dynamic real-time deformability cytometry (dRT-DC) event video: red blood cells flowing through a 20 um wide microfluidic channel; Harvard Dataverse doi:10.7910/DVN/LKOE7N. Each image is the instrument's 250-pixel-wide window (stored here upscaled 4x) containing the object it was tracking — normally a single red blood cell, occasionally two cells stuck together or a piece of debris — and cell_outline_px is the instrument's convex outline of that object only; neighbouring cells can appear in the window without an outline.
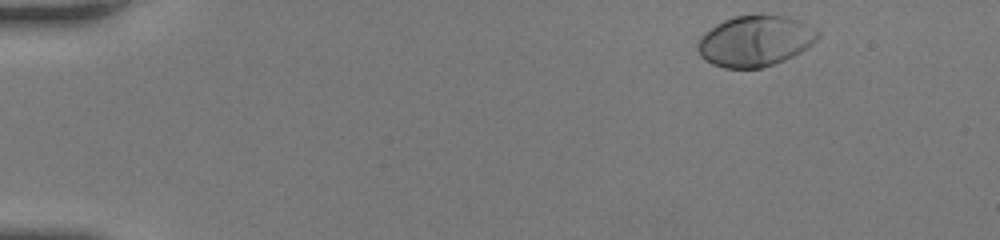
{"species": "human", "species_latin": "Homo sapiens", "temperature_condition": "room temperature", "stored_images_in_passage": 45, "camera_frame_rate_fps": 3000, "um_per_image_px": 0.085, "donor": {"sex": "female"}, "frame": {"image": 1, "passage_image": 1, "time_ms": 0.0, "image_size_px": [1000, 240], "cell_outline_px": [[820, 36], [812, 44], [800, 52], [784, 60], [760, 68], [724, 68], [712, 64], [704, 60], [700, 56], [696, 48], [696, 44], [700, 36], [704, 32], [716, 24], [732, 16], [788, 16], [816, 28], [820, 32]], "centroid_in_image_um": [64.15, 3.49], "position_along_channel_um": 20.8, "area_um2": 35.55}}
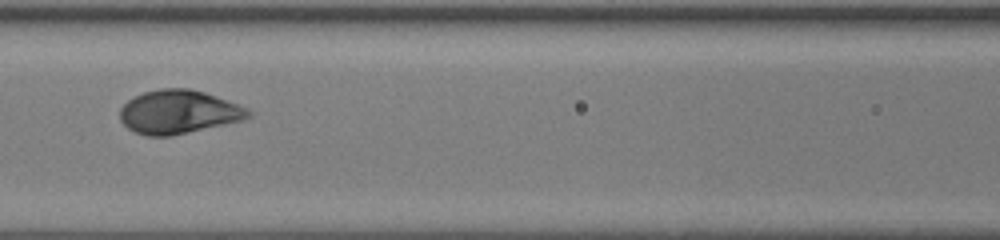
{"frame": {"image": 2, "passage_image": 19, "time_ms": 6.0, "image_size_px": [1000, 240], "cell_outline_px": [[252, 116], [244, 120], [168, 136], [148, 136], [136, 132], [128, 128], [120, 120], [120, 108], [132, 96], [144, 92], [160, 88], [188, 88], [204, 92], [216, 96], [248, 108], [252, 112]], "centroid_in_image_um": [15.17, 9.5], "position_along_channel_um": 151.4, "area_um2": 32.54}}
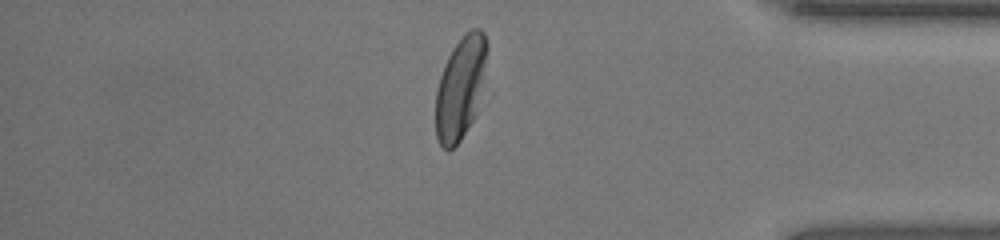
{"frame": {"image": 3, "passage_image": 38, "time_ms": 12.333, "image_size_px": [1000, 240], "cell_outline_px": [[488, 48], [472, 120], [460, 140], [448, 152], [440, 144], [436, 136], [436, 92], [440, 76], [444, 64], [452, 48], [464, 32], [472, 28], [480, 28], [484, 32]], "centroid_in_image_um": [39.09, 7.4], "position_along_channel_um": 396.1, "area_um2": 29.71}, "authors_computed_cell_mechanics": {"area_um2": 33.1772, "velocity_mm_per_s": 4.2215, "shape_relaxation_time_tau1_ms": 1.8573, "shape_relaxation_time_tau2_ms": null, "deformation_change_tau1": 0.1632, "deformation_change_tau2": null}}